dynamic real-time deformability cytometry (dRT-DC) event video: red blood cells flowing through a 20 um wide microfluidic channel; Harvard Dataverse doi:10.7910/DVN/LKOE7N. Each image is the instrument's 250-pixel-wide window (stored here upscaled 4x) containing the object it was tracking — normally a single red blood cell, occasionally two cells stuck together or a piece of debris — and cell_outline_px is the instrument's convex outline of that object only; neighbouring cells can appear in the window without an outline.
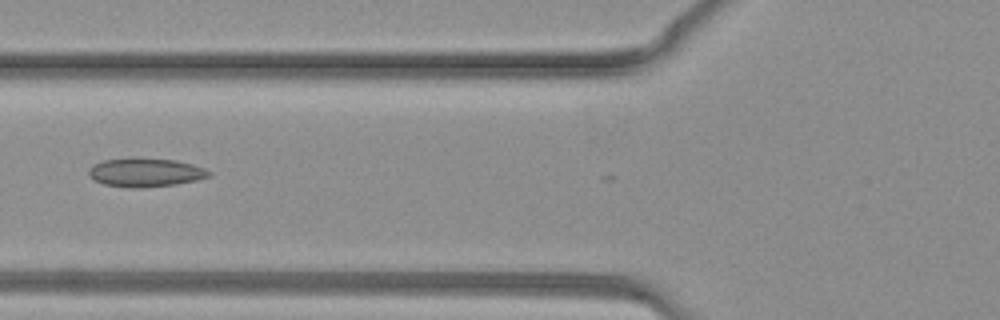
{"species": "common noctule bat (a hibernating species)", "species_latin": "Nyctalus noctula", "temperature_condition": "warm", "stored_images_in_passage": 18, "camera_frame_rate_fps": 3000, "um_per_image_px": 0.085, "animal": {"sex": "female", "body_mass_g": 19.3, "forearm_length_mm": 54.1}, "frame": {"image": 1, "passage_image": 15, "time_ms": 4.667, "image_size_px": [1000, 320], "cell_outline_px": [[212, 176], [196, 180], [176, 184], [144, 188], [128, 188], [104, 184], [88, 176], [88, 168], [92, 164], [104, 160], [176, 160], [192, 164], [204, 168], [212, 172]], "centroid_in_image_um": [12.38, 14.7], "position_along_channel_um": 113.4, "area_um2": 19.65}}
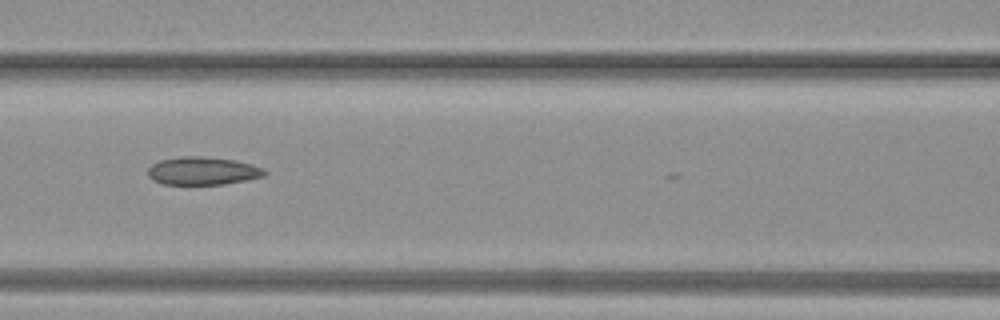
{"frame": {"image": 2, "passage_image": 17, "time_ms": 5.333, "image_size_px": [1000, 320], "cell_outline_px": [[268, 172], [264, 176], [224, 184], [160, 184], [152, 180], [148, 176], [148, 168], [152, 164], [160, 160], [184, 156], [200, 156], [236, 160], [252, 164]], "centroid_in_image_um": [17.19, 14.52], "position_along_channel_um": 149.4, "area_um2": 18.96}}